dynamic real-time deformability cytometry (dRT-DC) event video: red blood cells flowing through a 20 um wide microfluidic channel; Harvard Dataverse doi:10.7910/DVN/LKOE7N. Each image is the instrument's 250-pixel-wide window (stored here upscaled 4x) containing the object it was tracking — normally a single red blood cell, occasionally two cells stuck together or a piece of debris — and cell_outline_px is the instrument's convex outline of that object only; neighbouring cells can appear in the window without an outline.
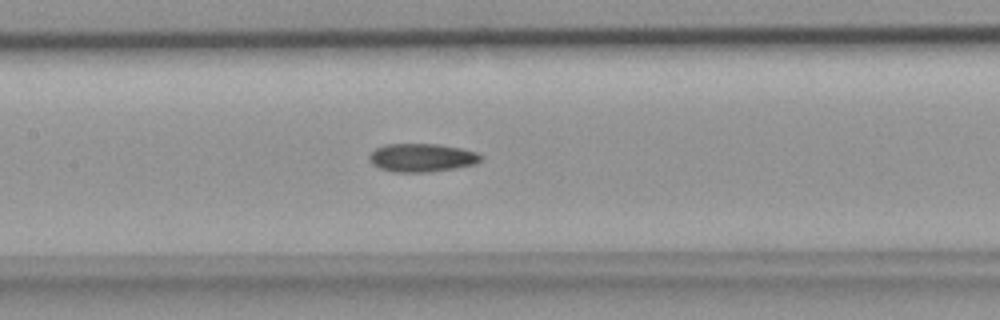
{"species": "common noctule bat (a hibernating species)", "species_latin": "Nyctalus noctula", "temperature_condition": "room temperature", "stored_images_in_passage": 38, "camera_frame_rate_fps": 3000, "um_per_image_px": 0.085, "animal": {"sex": "female", "body_mass_g": 18.4}, "frame": {"image": 1, "passage_image": 15, "time_ms": 4.667, "image_size_px": [1000, 320], "cell_outline_px": [[484, 156], [476, 164], [428, 172], [396, 172], [380, 168], [372, 164], [368, 160], [368, 156], [376, 148], [384, 144], [440, 144], [460, 148], [476, 152]], "centroid_in_image_um": [35.84, 13.39], "position_along_channel_um": 171.6, "area_um2": 18.38}}
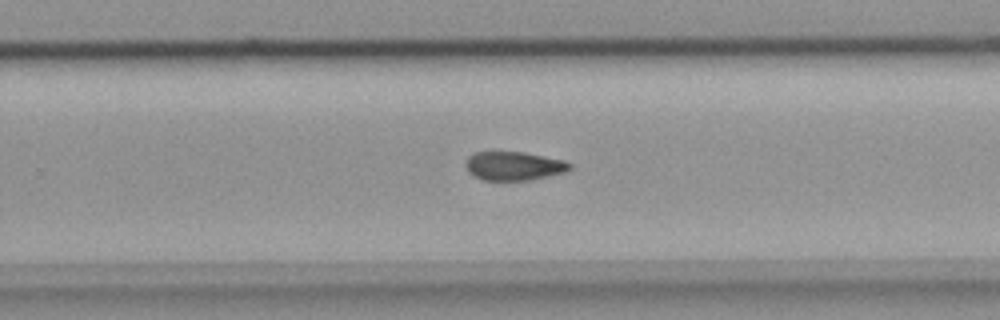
{"frame": {"image": 2, "passage_image": 22, "time_ms": 7.0, "image_size_px": [1000, 320], "cell_outline_px": [[572, 168], [564, 172], [548, 176], [528, 180], [484, 180], [468, 172], [464, 164], [468, 156], [472, 152], [492, 148], [524, 152], [564, 160], [572, 164]], "centroid_in_image_um": [43.6, 14.04], "position_along_channel_um": 286.2, "area_um2": 18.21}}
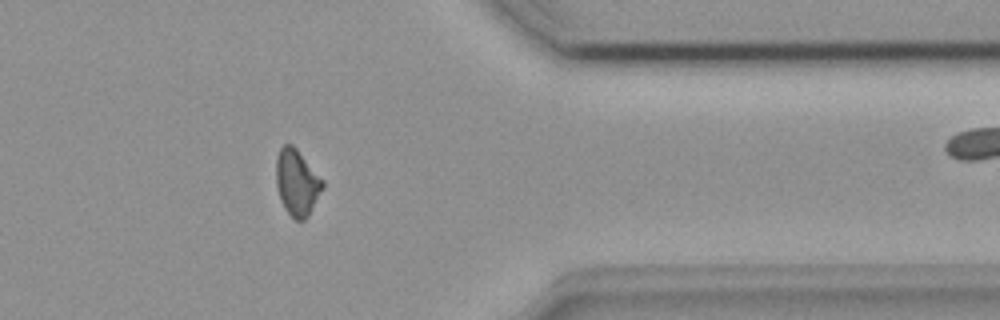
{"frame": {"image": 3, "passage_image": 29, "time_ms": 9.333, "image_size_px": [1000, 320], "cell_outline_px": [[324, 188], [308, 216], [304, 220], [296, 220], [284, 208], [280, 200], [276, 184], [276, 156], [280, 148], [284, 144], [292, 144], [296, 148], [324, 180]], "centroid_in_image_um": [25.24, 15.5], "position_along_channel_um": 386.2, "area_um2": 18.03}}